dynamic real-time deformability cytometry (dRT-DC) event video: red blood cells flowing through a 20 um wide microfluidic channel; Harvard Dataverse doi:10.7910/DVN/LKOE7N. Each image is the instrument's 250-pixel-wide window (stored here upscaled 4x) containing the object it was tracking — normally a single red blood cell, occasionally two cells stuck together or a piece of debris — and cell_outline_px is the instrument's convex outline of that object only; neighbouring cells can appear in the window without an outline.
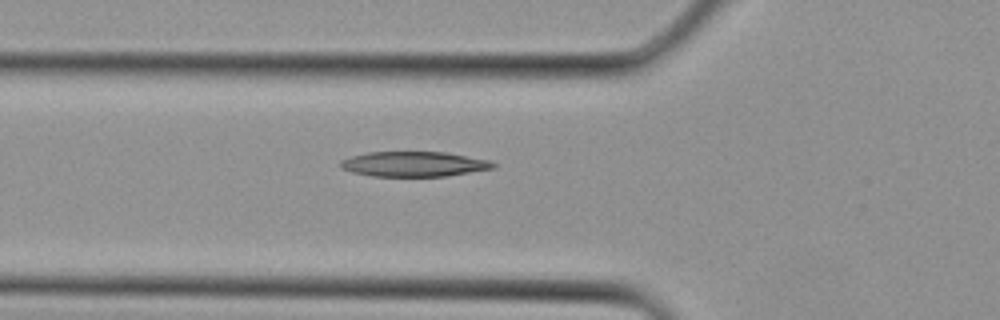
{"species": "Egyptian fruit bat (a non-hibernating species)", "species_latin": "Rousettus aegyptiacus", "temperature_condition": "cold", "stored_images_in_passage": 4, "camera_frame_rate_fps": 3000, "um_per_image_px": 0.085, "animal": {"sex": "female"}, "frame": {"image": 1, "passage_image": 4, "time_ms": 1.0, "image_size_px": [1000, 320], "cell_outline_px": [[496, 168], [448, 176], [372, 176], [352, 172], [340, 168], [340, 160], [352, 156], [368, 152], [444, 152], [488, 160], [496, 164]], "centroid_in_image_um": [35.18, 13.95], "position_along_channel_um": 90.6, "area_um2": 22.25}}